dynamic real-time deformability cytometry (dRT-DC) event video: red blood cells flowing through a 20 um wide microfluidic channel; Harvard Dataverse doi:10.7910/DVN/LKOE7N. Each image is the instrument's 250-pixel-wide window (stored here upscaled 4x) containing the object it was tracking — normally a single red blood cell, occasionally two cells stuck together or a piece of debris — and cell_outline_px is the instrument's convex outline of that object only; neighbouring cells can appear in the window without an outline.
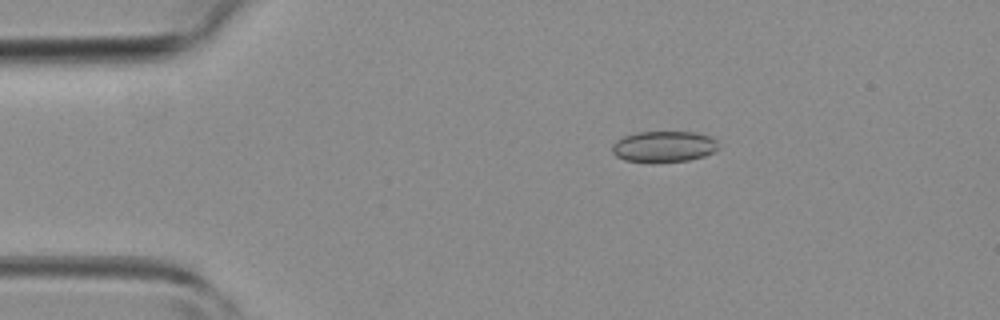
{"species": "common noctule bat (a hibernating species)", "species_latin": "Nyctalus noctula", "temperature_condition": "room temperature", "stored_images_in_passage": 4, "camera_frame_rate_fps": 3000, "um_per_image_px": 0.085, "animal": {"sex": "female", "body_mass_g": 19.3, "forearm_length_mm": 54.1}, "frame": {"image": 1, "passage_image": 3, "time_ms": 2.333, "image_size_px": [1000, 320], "cell_outline_px": [[716, 148], [712, 152], [704, 156], [688, 160], [656, 164], [624, 160], [616, 156], [612, 152], [612, 144], [616, 140], [624, 136], [636, 132], [696, 132], [708, 136], [716, 140]], "centroid_in_image_um": [56.36, 12.48], "position_along_channel_um": 28.6, "area_um2": 19.48}}
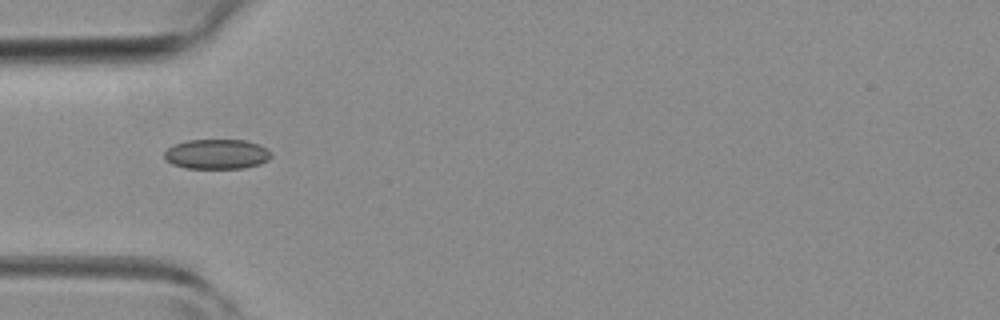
{"frame": {"image": 2, "passage_image": 4, "time_ms": 4.333, "image_size_px": [1000, 320], "cell_outline_px": [[272, 156], [268, 160], [260, 164], [244, 168], [184, 168], [172, 164], [164, 160], [164, 152], [168, 148], [176, 144], [188, 140], [244, 140], [260, 144], [268, 148], [272, 152]], "centroid_in_image_um": [18.45, 13.1], "position_along_channel_um": 66.5, "area_um2": 18.79}}